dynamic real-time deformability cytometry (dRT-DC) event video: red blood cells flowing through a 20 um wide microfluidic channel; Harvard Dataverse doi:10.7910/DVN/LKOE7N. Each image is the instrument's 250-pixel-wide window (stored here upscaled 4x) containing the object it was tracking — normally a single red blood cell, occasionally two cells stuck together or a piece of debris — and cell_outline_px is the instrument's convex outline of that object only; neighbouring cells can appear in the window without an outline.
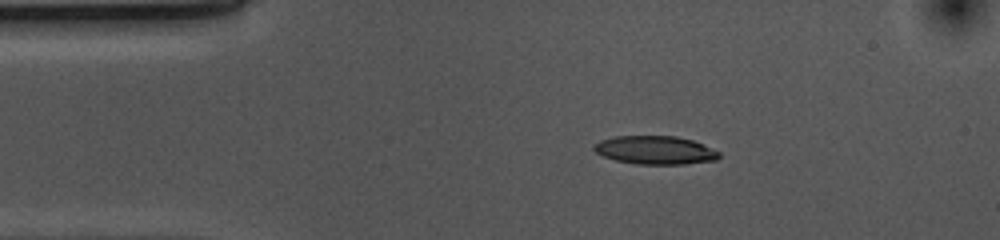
{"species": "common noctule bat (a hibernating species)", "species_latin": "Nyctalus noctula", "temperature_condition": "cold", "stored_images_in_passage": 45, "camera_frame_rate_fps": 3000, "um_per_image_px": 0.085, "animal": {"sex": "female", "body_mass_g": 10.0, "forearm_length_mm": 53.1}, "frame": {"image": 1, "passage_image": 1, "time_ms": 0.0, "image_size_px": [1000, 240], "cell_outline_px": [[720, 156], [716, 160], [684, 164], [636, 164], [616, 160], [604, 156], [596, 152], [592, 148], [592, 144], [600, 140], [612, 136], [676, 136], [692, 140], [704, 144], [720, 152]], "centroid_in_image_um": [55.68, 12.75], "position_along_channel_um": 29.3, "area_um2": 20.81}}
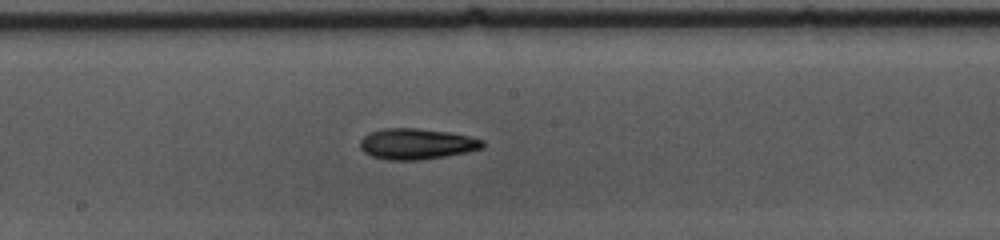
{"frame": {"image": 2, "passage_image": 19, "time_ms": 6.0, "image_size_px": [1000, 240], "cell_outline_px": [[484, 148], [468, 152], [420, 160], [388, 160], [372, 156], [364, 152], [360, 148], [360, 140], [368, 132], [384, 128], [416, 128], [448, 132], [468, 136], [484, 140]], "centroid_in_image_um": [35.4, 12.23], "position_along_channel_um": 212.8, "area_um2": 22.08}}
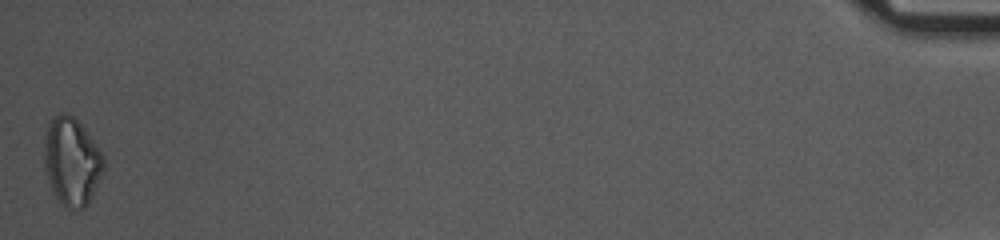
{"frame": {"image": 3, "passage_image": 45, "time_ms": 14.667, "image_size_px": [1000, 240], "cell_outline_px": [[104, 168], [88, 204], [84, 208], [64, 208], [60, 204], [48, 180], [44, 168], [44, 140], [48, 124], [60, 112], [64, 112], [72, 116], [84, 128], [104, 156]], "centroid_in_image_um": [6.08, 13.74], "position_along_channel_um": 429.1, "area_um2": 30.17}, "authors_computed_cell_mechanics": {"area_um2": 21.3282, "velocity_mm_per_s": 3.6702, "shape_relaxation_time_tau1_ms": 6.0468, "shape_relaxation_time_tau2_ms": 5.6036, "deformation_change_tau1": 0.1316, "deformation_change_tau2": 0.1588}}